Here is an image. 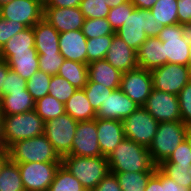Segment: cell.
<instances>
[{"instance_id": "obj_19", "label": "cell", "mask_w": 191, "mask_h": 191, "mask_svg": "<svg viewBox=\"0 0 191 191\" xmlns=\"http://www.w3.org/2000/svg\"><path fill=\"white\" fill-rule=\"evenodd\" d=\"M97 135L102 156L107 157L125 138L122 121L97 118Z\"/></svg>"}, {"instance_id": "obj_57", "label": "cell", "mask_w": 191, "mask_h": 191, "mask_svg": "<svg viewBox=\"0 0 191 191\" xmlns=\"http://www.w3.org/2000/svg\"><path fill=\"white\" fill-rule=\"evenodd\" d=\"M185 140L191 148V124L187 125Z\"/></svg>"}, {"instance_id": "obj_45", "label": "cell", "mask_w": 191, "mask_h": 191, "mask_svg": "<svg viewBox=\"0 0 191 191\" xmlns=\"http://www.w3.org/2000/svg\"><path fill=\"white\" fill-rule=\"evenodd\" d=\"M27 89V81L20 77L12 69L8 70L7 76L2 87V96L16 91H24Z\"/></svg>"}, {"instance_id": "obj_4", "label": "cell", "mask_w": 191, "mask_h": 191, "mask_svg": "<svg viewBox=\"0 0 191 191\" xmlns=\"http://www.w3.org/2000/svg\"><path fill=\"white\" fill-rule=\"evenodd\" d=\"M5 149L13 143L44 134L45 122L35 110L15 115H2Z\"/></svg>"}, {"instance_id": "obj_32", "label": "cell", "mask_w": 191, "mask_h": 191, "mask_svg": "<svg viewBox=\"0 0 191 191\" xmlns=\"http://www.w3.org/2000/svg\"><path fill=\"white\" fill-rule=\"evenodd\" d=\"M157 167L178 185L191 190V163H160Z\"/></svg>"}, {"instance_id": "obj_28", "label": "cell", "mask_w": 191, "mask_h": 191, "mask_svg": "<svg viewBox=\"0 0 191 191\" xmlns=\"http://www.w3.org/2000/svg\"><path fill=\"white\" fill-rule=\"evenodd\" d=\"M57 75L65 78L77 89H83L88 80V65L65 59Z\"/></svg>"}, {"instance_id": "obj_54", "label": "cell", "mask_w": 191, "mask_h": 191, "mask_svg": "<svg viewBox=\"0 0 191 191\" xmlns=\"http://www.w3.org/2000/svg\"><path fill=\"white\" fill-rule=\"evenodd\" d=\"M101 1L104 2V4L108 5L110 8H112L125 3L127 0H101Z\"/></svg>"}, {"instance_id": "obj_34", "label": "cell", "mask_w": 191, "mask_h": 191, "mask_svg": "<svg viewBox=\"0 0 191 191\" xmlns=\"http://www.w3.org/2000/svg\"><path fill=\"white\" fill-rule=\"evenodd\" d=\"M36 113L47 122L50 119H55L65 113L64 104L52 97L50 94L35 101Z\"/></svg>"}, {"instance_id": "obj_10", "label": "cell", "mask_w": 191, "mask_h": 191, "mask_svg": "<svg viewBox=\"0 0 191 191\" xmlns=\"http://www.w3.org/2000/svg\"><path fill=\"white\" fill-rule=\"evenodd\" d=\"M25 191H48L61 162L17 163Z\"/></svg>"}, {"instance_id": "obj_33", "label": "cell", "mask_w": 191, "mask_h": 191, "mask_svg": "<svg viewBox=\"0 0 191 191\" xmlns=\"http://www.w3.org/2000/svg\"><path fill=\"white\" fill-rule=\"evenodd\" d=\"M48 191H87L81 182L62 165L57 169Z\"/></svg>"}, {"instance_id": "obj_36", "label": "cell", "mask_w": 191, "mask_h": 191, "mask_svg": "<svg viewBox=\"0 0 191 191\" xmlns=\"http://www.w3.org/2000/svg\"><path fill=\"white\" fill-rule=\"evenodd\" d=\"M113 35L87 39V65L93 61L105 59Z\"/></svg>"}, {"instance_id": "obj_49", "label": "cell", "mask_w": 191, "mask_h": 191, "mask_svg": "<svg viewBox=\"0 0 191 191\" xmlns=\"http://www.w3.org/2000/svg\"><path fill=\"white\" fill-rule=\"evenodd\" d=\"M144 191H164V173L157 167Z\"/></svg>"}, {"instance_id": "obj_40", "label": "cell", "mask_w": 191, "mask_h": 191, "mask_svg": "<svg viewBox=\"0 0 191 191\" xmlns=\"http://www.w3.org/2000/svg\"><path fill=\"white\" fill-rule=\"evenodd\" d=\"M134 8L135 7L130 0H127L125 3L120 4L117 7L110 8L107 15V21L111 24V27L115 32L123 26V23L126 22L128 15H131Z\"/></svg>"}, {"instance_id": "obj_12", "label": "cell", "mask_w": 191, "mask_h": 191, "mask_svg": "<svg viewBox=\"0 0 191 191\" xmlns=\"http://www.w3.org/2000/svg\"><path fill=\"white\" fill-rule=\"evenodd\" d=\"M153 88L149 70L136 68L122 73L120 89L138 106H144Z\"/></svg>"}, {"instance_id": "obj_2", "label": "cell", "mask_w": 191, "mask_h": 191, "mask_svg": "<svg viewBox=\"0 0 191 191\" xmlns=\"http://www.w3.org/2000/svg\"><path fill=\"white\" fill-rule=\"evenodd\" d=\"M161 30L162 27L158 26V22L150 10L134 8L126 22L115 34L137 52L148 37H158Z\"/></svg>"}, {"instance_id": "obj_18", "label": "cell", "mask_w": 191, "mask_h": 191, "mask_svg": "<svg viewBox=\"0 0 191 191\" xmlns=\"http://www.w3.org/2000/svg\"><path fill=\"white\" fill-rule=\"evenodd\" d=\"M105 60L115 69L125 73L138 68L137 52L116 34L108 48Z\"/></svg>"}, {"instance_id": "obj_35", "label": "cell", "mask_w": 191, "mask_h": 191, "mask_svg": "<svg viewBox=\"0 0 191 191\" xmlns=\"http://www.w3.org/2000/svg\"><path fill=\"white\" fill-rule=\"evenodd\" d=\"M82 32L87 39L115 34V31L107 21V18L85 19L82 26Z\"/></svg>"}, {"instance_id": "obj_41", "label": "cell", "mask_w": 191, "mask_h": 191, "mask_svg": "<svg viewBox=\"0 0 191 191\" xmlns=\"http://www.w3.org/2000/svg\"><path fill=\"white\" fill-rule=\"evenodd\" d=\"M85 19L107 18L110 7L101 0H82L79 6Z\"/></svg>"}, {"instance_id": "obj_26", "label": "cell", "mask_w": 191, "mask_h": 191, "mask_svg": "<svg viewBox=\"0 0 191 191\" xmlns=\"http://www.w3.org/2000/svg\"><path fill=\"white\" fill-rule=\"evenodd\" d=\"M65 113L77 122L92 120L96 118V112L89 103L83 89L77 91L64 104Z\"/></svg>"}, {"instance_id": "obj_46", "label": "cell", "mask_w": 191, "mask_h": 191, "mask_svg": "<svg viewBox=\"0 0 191 191\" xmlns=\"http://www.w3.org/2000/svg\"><path fill=\"white\" fill-rule=\"evenodd\" d=\"M161 163H191V148L186 140L180 143L168 159Z\"/></svg>"}, {"instance_id": "obj_53", "label": "cell", "mask_w": 191, "mask_h": 191, "mask_svg": "<svg viewBox=\"0 0 191 191\" xmlns=\"http://www.w3.org/2000/svg\"><path fill=\"white\" fill-rule=\"evenodd\" d=\"M135 8L150 10L158 0H130Z\"/></svg>"}, {"instance_id": "obj_27", "label": "cell", "mask_w": 191, "mask_h": 191, "mask_svg": "<svg viewBox=\"0 0 191 191\" xmlns=\"http://www.w3.org/2000/svg\"><path fill=\"white\" fill-rule=\"evenodd\" d=\"M22 52H37L35 49V35L33 27H27L15 34L0 49V55H15Z\"/></svg>"}, {"instance_id": "obj_38", "label": "cell", "mask_w": 191, "mask_h": 191, "mask_svg": "<svg viewBox=\"0 0 191 191\" xmlns=\"http://www.w3.org/2000/svg\"><path fill=\"white\" fill-rule=\"evenodd\" d=\"M77 91V88L71 85L65 78L59 75H53L49 84V93L61 103L66 101Z\"/></svg>"}, {"instance_id": "obj_17", "label": "cell", "mask_w": 191, "mask_h": 191, "mask_svg": "<svg viewBox=\"0 0 191 191\" xmlns=\"http://www.w3.org/2000/svg\"><path fill=\"white\" fill-rule=\"evenodd\" d=\"M43 18L59 33L82 30L85 20L79 7H44Z\"/></svg>"}, {"instance_id": "obj_58", "label": "cell", "mask_w": 191, "mask_h": 191, "mask_svg": "<svg viewBox=\"0 0 191 191\" xmlns=\"http://www.w3.org/2000/svg\"><path fill=\"white\" fill-rule=\"evenodd\" d=\"M188 40H189V58H188V62H187V67L189 68V70L191 71V29L188 32Z\"/></svg>"}, {"instance_id": "obj_13", "label": "cell", "mask_w": 191, "mask_h": 191, "mask_svg": "<svg viewBox=\"0 0 191 191\" xmlns=\"http://www.w3.org/2000/svg\"><path fill=\"white\" fill-rule=\"evenodd\" d=\"M44 6L36 0H12L0 7V17L33 27L43 18Z\"/></svg>"}, {"instance_id": "obj_42", "label": "cell", "mask_w": 191, "mask_h": 191, "mask_svg": "<svg viewBox=\"0 0 191 191\" xmlns=\"http://www.w3.org/2000/svg\"><path fill=\"white\" fill-rule=\"evenodd\" d=\"M39 70L51 76L56 75L64 62L60 53L38 54Z\"/></svg>"}, {"instance_id": "obj_47", "label": "cell", "mask_w": 191, "mask_h": 191, "mask_svg": "<svg viewBox=\"0 0 191 191\" xmlns=\"http://www.w3.org/2000/svg\"><path fill=\"white\" fill-rule=\"evenodd\" d=\"M178 24L191 29V0H177Z\"/></svg>"}, {"instance_id": "obj_30", "label": "cell", "mask_w": 191, "mask_h": 191, "mask_svg": "<svg viewBox=\"0 0 191 191\" xmlns=\"http://www.w3.org/2000/svg\"><path fill=\"white\" fill-rule=\"evenodd\" d=\"M150 11L159 27L178 24L177 0H158Z\"/></svg>"}, {"instance_id": "obj_9", "label": "cell", "mask_w": 191, "mask_h": 191, "mask_svg": "<svg viewBox=\"0 0 191 191\" xmlns=\"http://www.w3.org/2000/svg\"><path fill=\"white\" fill-rule=\"evenodd\" d=\"M77 124L67 113L45 122L44 134L61 158L71 152Z\"/></svg>"}, {"instance_id": "obj_22", "label": "cell", "mask_w": 191, "mask_h": 191, "mask_svg": "<svg viewBox=\"0 0 191 191\" xmlns=\"http://www.w3.org/2000/svg\"><path fill=\"white\" fill-rule=\"evenodd\" d=\"M38 54L60 53L59 32L44 18L33 26Z\"/></svg>"}, {"instance_id": "obj_59", "label": "cell", "mask_w": 191, "mask_h": 191, "mask_svg": "<svg viewBox=\"0 0 191 191\" xmlns=\"http://www.w3.org/2000/svg\"><path fill=\"white\" fill-rule=\"evenodd\" d=\"M12 0H0V7L7 4V3H10Z\"/></svg>"}, {"instance_id": "obj_29", "label": "cell", "mask_w": 191, "mask_h": 191, "mask_svg": "<svg viewBox=\"0 0 191 191\" xmlns=\"http://www.w3.org/2000/svg\"><path fill=\"white\" fill-rule=\"evenodd\" d=\"M0 191H25L18 165L9 158L0 169Z\"/></svg>"}, {"instance_id": "obj_50", "label": "cell", "mask_w": 191, "mask_h": 191, "mask_svg": "<svg viewBox=\"0 0 191 191\" xmlns=\"http://www.w3.org/2000/svg\"><path fill=\"white\" fill-rule=\"evenodd\" d=\"M82 0H45L44 7L71 8L79 7Z\"/></svg>"}, {"instance_id": "obj_25", "label": "cell", "mask_w": 191, "mask_h": 191, "mask_svg": "<svg viewBox=\"0 0 191 191\" xmlns=\"http://www.w3.org/2000/svg\"><path fill=\"white\" fill-rule=\"evenodd\" d=\"M34 109L35 101L27 89L3 95L0 100V111L2 115L21 114Z\"/></svg>"}, {"instance_id": "obj_52", "label": "cell", "mask_w": 191, "mask_h": 191, "mask_svg": "<svg viewBox=\"0 0 191 191\" xmlns=\"http://www.w3.org/2000/svg\"><path fill=\"white\" fill-rule=\"evenodd\" d=\"M10 69V67L8 66V64L6 63L5 60L0 59V100L2 98V87H3V83L5 81V78L7 76L8 70Z\"/></svg>"}, {"instance_id": "obj_6", "label": "cell", "mask_w": 191, "mask_h": 191, "mask_svg": "<svg viewBox=\"0 0 191 191\" xmlns=\"http://www.w3.org/2000/svg\"><path fill=\"white\" fill-rule=\"evenodd\" d=\"M187 124L181 120L158 123V129L149 146L152 161L158 166L167 160L174 150L185 140Z\"/></svg>"}, {"instance_id": "obj_20", "label": "cell", "mask_w": 191, "mask_h": 191, "mask_svg": "<svg viewBox=\"0 0 191 191\" xmlns=\"http://www.w3.org/2000/svg\"><path fill=\"white\" fill-rule=\"evenodd\" d=\"M59 48L64 59L87 64V38L82 30L59 33Z\"/></svg>"}, {"instance_id": "obj_23", "label": "cell", "mask_w": 191, "mask_h": 191, "mask_svg": "<svg viewBox=\"0 0 191 191\" xmlns=\"http://www.w3.org/2000/svg\"><path fill=\"white\" fill-rule=\"evenodd\" d=\"M122 72L112 67L105 59L88 64V80L113 90L120 88Z\"/></svg>"}, {"instance_id": "obj_37", "label": "cell", "mask_w": 191, "mask_h": 191, "mask_svg": "<svg viewBox=\"0 0 191 191\" xmlns=\"http://www.w3.org/2000/svg\"><path fill=\"white\" fill-rule=\"evenodd\" d=\"M51 75L38 70L28 81L27 91L32 95L34 101L41 99L49 93Z\"/></svg>"}, {"instance_id": "obj_3", "label": "cell", "mask_w": 191, "mask_h": 191, "mask_svg": "<svg viewBox=\"0 0 191 191\" xmlns=\"http://www.w3.org/2000/svg\"><path fill=\"white\" fill-rule=\"evenodd\" d=\"M61 165L75 176L87 190L91 191L110 172L107 157H83L66 155Z\"/></svg>"}, {"instance_id": "obj_5", "label": "cell", "mask_w": 191, "mask_h": 191, "mask_svg": "<svg viewBox=\"0 0 191 191\" xmlns=\"http://www.w3.org/2000/svg\"><path fill=\"white\" fill-rule=\"evenodd\" d=\"M8 158L15 163L61 162L45 134L13 143L8 149Z\"/></svg>"}, {"instance_id": "obj_44", "label": "cell", "mask_w": 191, "mask_h": 191, "mask_svg": "<svg viewBox=\"0 0 191 191\" xmlns=\"http://www.w3.org/2000/svg\"><path fill=\"white\" fill-rule=\"evenodd\" d=\"M27 27L22 23L5 20L0 17V49L11 39L15 34L23 31Z\"/></svg>"}, {"instance_id": "obj_11", "label": "cell", "mask_w": 191, "mask_h": 191, "mask_svg": "<svg viewBox=\"0 0 191 191\" xmlns=\"http://www.w3.org/2000/svg\"><path fill=\"white\" fill-rule=\"evenodd\" d=\"M150 72L154 89L174 95L191 81V71L185 65L166 63Z\"/></svg>"}, {"instance_id": "obj_8", "label": "cell", "mask_w": 191, "mask_h": 191, "mask_svg": "<svg viewBox=\"0 0 191 191\" xmlns=\"http://www.w3.org/2000/svg\"><path fill=\"white\" fill-rule=\"evenodd\" d=\"M122 123L125 138L149 148L157 132L159 122L143 106H140L123 119Z\"/></svg>"}, {"instance_id": "obj_31", "label": "cell", "mask_w": 191, "mask_h": 191, "mask_svg": "<svg viewBox=\"0 0 191 191\" xmlns=\"http://www.w3.org/2000/svg\"><path fill=\"white\" fill-rule=\"evenodd\" d=\"M111 173L116 175L122 191H144L155 171Z\"/></svg>"}, {"instance_id": "obj_21", "label": "cell", "mask_w": 191, "mask_h": 191, "mask_svg": "<svg viewBox=\"0 0 191 191\" xmlns=\"http://www.w3.org/2000/svg\"><path fill=\"white\" fill-rule=\"evenodd\" d=\"M139 68L152 71L164 65V47L158 37H148L137 51Z\"/></svg>"}, {"instance_id": "obj_24", "label": "cell", "mask_w": 191, "mask_h": 191, "mask_svg": "<svg viewBox=\"0 0 191 191\" xmlns=\"http://www.w3.org/2000/svg\"><path fill=\"white\" fill-rule=\"evenodd\" d=\"M0 59L5 60L10 69H12L26 81H28L39 70L37 52H22L16 53L15 55H0Z\"/></svg>"}, {"instance_id": "obj_14", "label": "cell", "mask_w": 191, "mask_h": 191, "mask_svg": "<svg viewBox=\"0 0 191 191\" xmlns=\"http://www.w3.org/2000/svg\"><path fill=\"white\" fill-rule=\"evenodd\" d=\"M159 123L181 120L178 96L152 88L143 106Z\"/></svg>"}, {"instance_id": "obj_15", "label": "cell", "mask_w": 191, "mask_h": 191, "mask_svg": "<svg viewBox=\"0 0 191 191\" xmlns=\"http://www.w3.org/2000/svg\"><path fill=\"white\" fill-rule=\"evenodd\" d=\"M97 138V117L92 120L78 122L71 152L68 155L83 157L102 156Z\"/></svg>"}, {"instance_id": "obj_60", "label": "cell", "mask_w": 191, "mask_h": 191, "mask_svg": "<svg viewBox=\"0 0 191 191\" xmlns=\"http://www.w3.org/2000/svg\"><path fill=\"white\" fill-rule=\"evenodd\" d=\"M38 2H40L43 6L45 5V0H36Z\"/></svg>"}, {"instance_id": "obj_43", "label": "cell", "mask_w": 191, "mask_h": 191, "mask_svg": "<svg viewBox=\"0 0 191 191\" xmlns=\"http://www.w3.org/2000/svg\"><path fill=\"white\" fill-rule=\"evenodd\" d=\"M181 121L184 124H191V81L178 93Z\"/></svg>"}, {"instance_id": "obj_48", "label": "cell", "mask_w": 191, "mask_h": 191, "mask_svg": "<svg viewBox=\"0 0 191 191\" xmlns=\"http://www.w3.org/2000/svg\"><path fill=\"white\" fill-rule=\"evenodd\" d=\"M91 191H122L115 174L109 172Z\"/></svg>"}, {"instance_id": "obj_7", "label": "cell", "mask_w": 191, "mask_h": 191, "mask_svg": "<svg viewBox=\"0 0 191 191\" xmlns=\"http://www.w3.org/2000/svg\"><path fill=\"white\" fill-rule=\"evenodd\" d=\"M186 25L174 24L163 26L158 38L164 47V65L166 63L187 66L189 58L188 32Z\"/></svg>"}, {"instance_id": "obj_39", "label": "cell", "mask_w": 191, "mask_h": 191, "mask_svg": "<svg viewBox=\"0 0 191 191\" xmlns=\"http://www.w3.org/2000/svg\"><path fill=\"white\" fill-rule=\"evenodd\" d=\"M83 90L96 113L108 95L113 92V89L106 88L102 84L89 80H87V84L84 86Z\"/></svg>"}, {"instance_id": "obj_1", "label": "cell", "mask_w": 191, "mask_h": 191, "mask_svg": "<svg viewBox=\"0 0 191 191\" xmlns=\"http://www.w3.org/2000/svg\"><path fill=\"white\" fill-rule=\"evenodd\" d=\"M110 172L155 171L149 149L133 140L123 138L120 144L107 156Z\"/></svg>"}, {"instance_id": "obj_16", "label": "cell", "mask_w": 191, "mask_h": 191, "mask_svg": "<svg viewBox=\"0 0 191 191\" xmlns=\"http://www.w3.org/2000/svg\"><path fill=\"white\" fill-rule=\"evenodd\" d=\"M140 106L132 101L120 88L113 90L101 104L97 118L122 121Z\"/></svg>"}, {"instance_id": "obj_51", "label": "cell", "mask_w": 191, "mask_h": 191, "mask_svg": "<svg viewBox=\"0 0 191 191\" xmlns=\"http://www.w3.org/2000/svg\"><path fill=\"white\" fill-rule=\"evenodd\" d=\"M164 191H190L164 174Z\"/></svg>"}, {"instance_id": "obj_55", "label": "cell", "mask_w": 191, "mask_h": 191, "mask_svg": "<svg viewBox=\"0 0 191 191\" xmlns=\"http://www.w3.org/2000/svg\"><path fill=\"white\" fill-rule=\"evenodd\" d=\"M7 159H8V150L0 149V169Z\"/></svg>"}, {"instance_id": "obj_56", "label": "cell", "mask_w": 191, "mask_h": 191, "mask_svg": "<svg viewBox=\"0 0 191 191\" xmlns=\"http://www.w3.org/2000/svg\"><path fill=\"white\" fill-rule=\"evenodd\" d=\"M2 122H3V116L2 113L0 111V149H5L4 146V141H3V127H2Z\"/></svg>"}]
</instances>
